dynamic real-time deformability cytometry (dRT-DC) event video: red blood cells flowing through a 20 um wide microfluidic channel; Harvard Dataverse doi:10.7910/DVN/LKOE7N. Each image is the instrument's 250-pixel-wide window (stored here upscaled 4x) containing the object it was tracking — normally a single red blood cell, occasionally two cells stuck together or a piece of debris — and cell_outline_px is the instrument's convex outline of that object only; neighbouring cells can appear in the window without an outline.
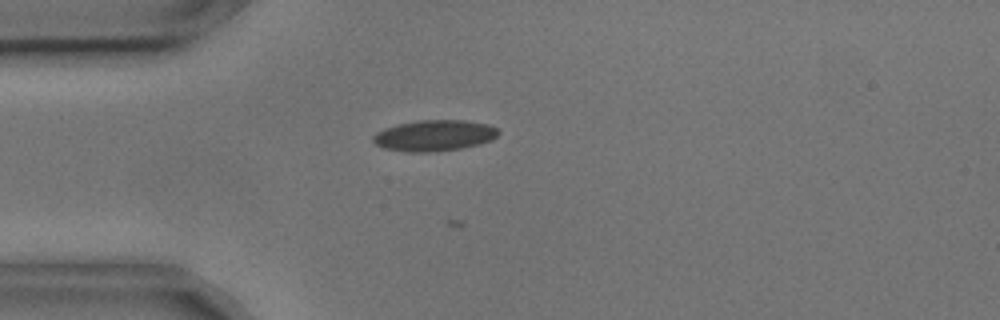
{"species": "common noctule bat (a hibernating species)", "species_latin": "Nyctalus noctula", "temperature_condition": "cold", "stored_images_in_passage": 3, "camera_frame_rate_fps": 3000, "um_per_image_px": 0.085, "animal": {"sex": "male", "body_mass_g": 17.9, "forearm_length_mm": 54.2}, "frame": {"image": 1, "passage_image": 3, "time_ms": 0.667, "image_size_px": [1000, 320], "cell_outline_px": [[500, 132], [492, 140], [480, 144], [460, 148], [428, 152], [404, 152], [384, 148], [376, 144], [372, 140], [372, 136], [376, 132], [384, 128], [400, 124], [420, 120], [464, 120], [488, 124], [496, 128]], "centroid_in_image_um": [36.91, 11.52], "position_along_channel_um": 48.1, "area_um2": 22.6}}